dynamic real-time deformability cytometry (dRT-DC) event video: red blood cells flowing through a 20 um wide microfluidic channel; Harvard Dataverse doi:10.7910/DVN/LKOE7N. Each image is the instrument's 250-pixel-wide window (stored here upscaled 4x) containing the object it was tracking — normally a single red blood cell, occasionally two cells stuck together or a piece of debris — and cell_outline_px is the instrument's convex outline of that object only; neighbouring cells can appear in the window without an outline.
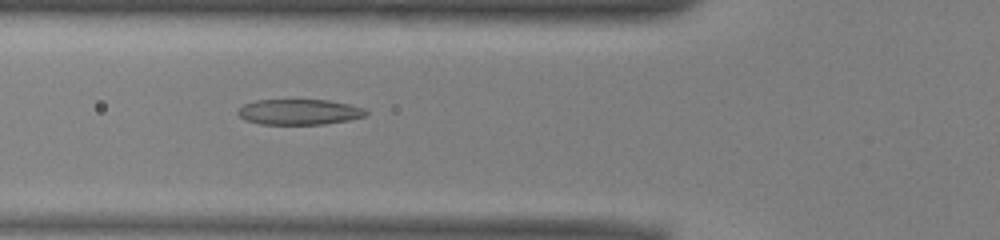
{"species": "common noctule bat (a hibernating species)", "species_latin": "Nyctalus noctula", "temperature_condition": "warm", "stored_images_in_passage": 51, "camera_frame_rate_fps": 3000, "um_per_image_px": 0.085, "animal": {"sex": "male", "body_mass_g": 13.0, "forearm_length_mm": 53.1}, "frame": {"image": 1, "passage_image": 18, "time_ms": 5.667, "image_size_px": [1000, 240], "cell_outline_px": [[368, 116], [348, 120], [324, 124], [260, 124], [244, 120], [236, 112], [244, 104], [256, 100], [328, 100], [348, 104], [364, 108], [368, 112]], "centroid_in_image_um": [25.44, 9.52], "position_along_channel_um": 100.4, "area_um2": 19.07}}
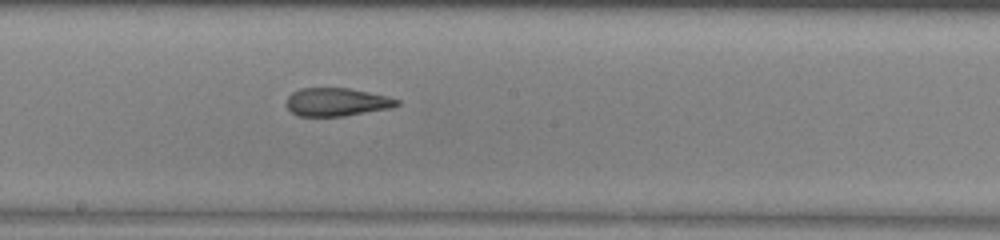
{"frame": {"image": 2, "passage_image": 27, "time_ms": 8.667, "image_size_px": [1000, 240], "cell_outline_px": [[400, 104], [392, 108], [344, 116], [296, 116], [288, 108], [288, 96], [292, 92], [300, 88], [348, 88], [388, 96], [400, 100]], "centroid_in_image_um": [28.65, 8.67], "position_along_channel_um": 219.6, "area_um2": 18.15}}
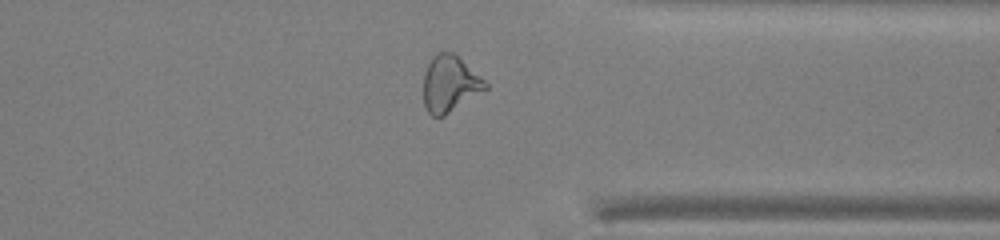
{"frame": {"image": 3, "passage_image": 39, "time_ms": 12.667, "image_size_px": [1000, 240], "cell_outline_px": [[488, 88], [444, 116], [432, 116], [428, 112], [424, 104], [424, 72], [432, 56], [436, 52], [452, 52], [480, 76], [488, 84]], "centroid_in_image_um": [38.22, 7.13], "position_along_channel_um": 373.2, "area_um2": 20.06}, "authors_computed_cell_mechanics": {"area_um2": 20.6924, "velocity_mm_per_s": 3.9741, "shape_relaxation_time_tau1_ms": 11.2319, "shape_relaxation_time_tau2_ms": 2.6536, "deformation_change_tau1": 0.2813, "deformation_change_tau2": 0.1175}}